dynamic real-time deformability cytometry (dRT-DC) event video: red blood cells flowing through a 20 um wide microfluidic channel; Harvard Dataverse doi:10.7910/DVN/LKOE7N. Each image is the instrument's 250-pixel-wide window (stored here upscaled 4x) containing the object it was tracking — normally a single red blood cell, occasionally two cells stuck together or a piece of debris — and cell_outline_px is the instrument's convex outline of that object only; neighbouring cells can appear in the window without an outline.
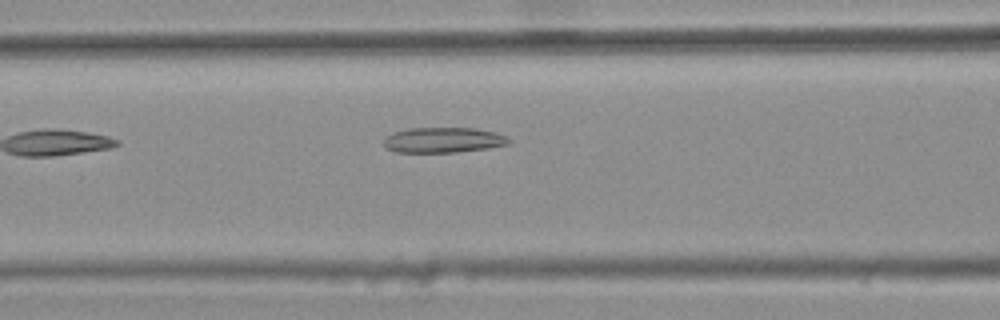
{"species": "common noctule bat (a hibernating species)", "species_latin": "Nyctalus noctula", "temperature_condition": "warm", "stored_images_in_passage": 7, "camera_frame_rate_fps": 3000, "um_per_image_px": 0.085, "animal": {"sex": "female", "body_mass_g": 25.1}, "frame": {"image": 1, "passage_image": 7, "time_ms": 2.0, "image_size_px": [1000, 320], "cell_outline_px": [[512, 140], [508, 144], [488, 148], [456, 152], [396, 152], [384, 148], [384, 140], [392, 132], [408, 128], [476, 128], [496, 132], [508, 136]], "centroid_in_image_um": [37.7, 11.9], "position_along_channel_um": 128.9, "area_um2": 18.61}}